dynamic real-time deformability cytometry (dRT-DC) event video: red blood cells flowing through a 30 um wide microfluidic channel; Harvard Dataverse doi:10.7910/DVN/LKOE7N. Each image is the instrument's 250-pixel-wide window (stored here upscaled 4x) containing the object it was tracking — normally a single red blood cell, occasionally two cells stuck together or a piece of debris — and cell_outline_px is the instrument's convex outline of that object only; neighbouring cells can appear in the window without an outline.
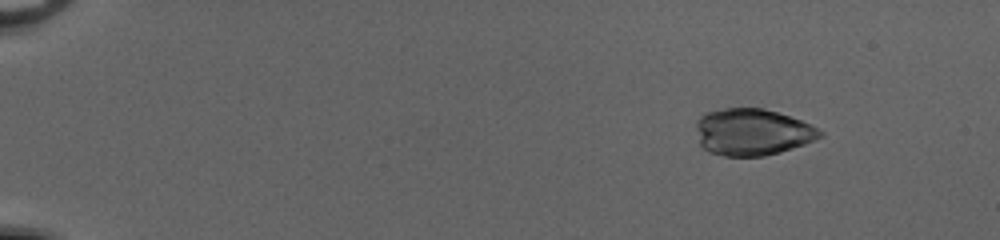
{"species": "common noctule bat (a hibernating species)", "species_latin": "Nyctalus noctula", "temperature_condition": "cold", "stored_images_in_passage": 7, "camera_frame_rate_fps": 3000, "um_per_image_px": 0.085, "animal": {"sex": "female", "body_mass_g": 20.0, "forearm_length_mm": 54.0}, "frame": {"image": 1, "passage_image": 7, "time_ms": 2.0, "image_size_px": [1000, 240], "cell_outline_px": [[824, 136], [804, 144], [780, 152], [764, 156], [724, 156], [708, 152], [700, 144], [696, 128], [696, 120], [704, 112], [724, 108], [764, 108], [800, 120], [824, 132]], "centroid_in_image_um": [63.91, 11.22], "position_along_channel_um": 21.1, "area_um2": 33.76}}